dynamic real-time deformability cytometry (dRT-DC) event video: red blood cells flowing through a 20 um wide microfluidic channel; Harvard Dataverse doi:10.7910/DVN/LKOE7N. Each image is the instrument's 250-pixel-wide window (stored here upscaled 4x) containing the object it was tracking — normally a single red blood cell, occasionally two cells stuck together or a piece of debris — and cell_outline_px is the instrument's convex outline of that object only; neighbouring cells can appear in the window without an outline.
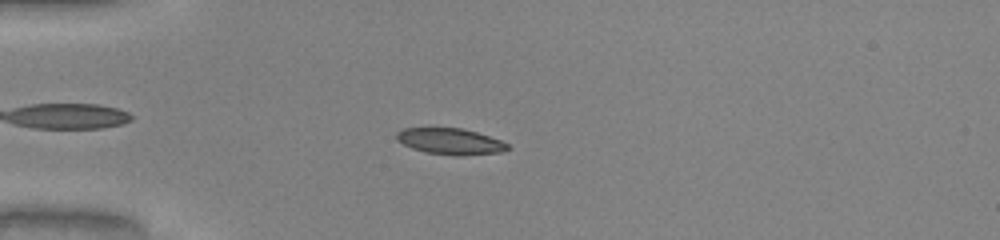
{"species": "common noctule bat (a hibernating species)", "species_latin": "Nyctalus noctula", "temperature_condition": "warm", "stored_images_in_passage": 49, "camera_frame_rate_fps": 3000, "um_per_image_px": 0.085, "animal": {"sex": "male", "body_mass_g": 20.0, "forearm_length_mm": 53.3}, "frame": {"image": 1, "passage_image": 12, "time_ms": 3.667, "image_size_px": [1000, 240], "cell_outline_px": [[508, 148], [500, 152], [460, 156], [456, 156], [424, 152], [412, 148], [396, 140], [396, 132], [404, 128], [460, 128], [476, 132], [500, 140], [508, 144]], "centroid_in_image_um": [38.23, 12.02], "position_along_channel_um": 46.8, "area_um2": 16.82}}
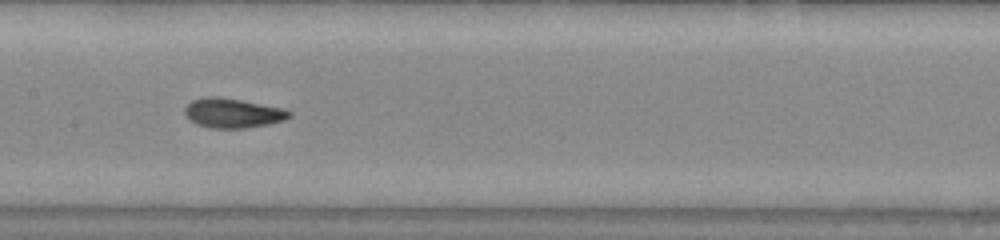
{"frame": {"image": 2, "passage_image": 24, "time_ms": 7.667, "image_size_px": [1000, 240], "cell_outline_px": [[292, 116], [284, 120], [268, 124], [244, 128], [212, 128], [200, 124], [192, 120], [184, 112], [184, 108], [192, 100], [208, 96], [216, 96], [240, 100], [284, 108], [292, 112]], "centroid_in_image_um": [19.83, 9.6], "position_along_channel_um": 187.6, "area_um2": 17.74}}
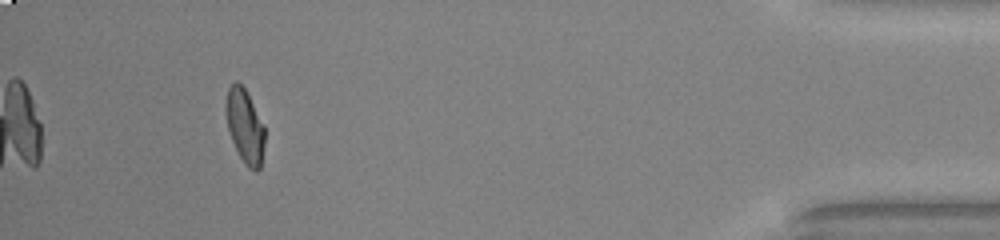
{"frame": {"image": 3, "passage_image": 45, "time_ms": 14.667, "image_size_px": [1000, 240], "cell_outline_px": [[264, 144], [260, 168], [256, 172], [248, 168], [244, 164], [232, 140], [228, 128], [224, 108], [224, 104], [228, 88], [236, 80], [244, 88], [264, 124]], "centroid_in_image_um": [20.8, 10.72], "position_along_channel_um": 414.4, "area_um2": 16.7}, "authors_computed_cell_mechanics": {"area_um2": 17.1666, "velocity_mm_per_s": 4.0935, "shape_relaxation_time_tau1_ms": 3.8333, "shape_relaxation_time_tau2_ms": 1.4973, "deformation_change_tau1": 0.1836, "deformation_change_tau2": 0.0394}}